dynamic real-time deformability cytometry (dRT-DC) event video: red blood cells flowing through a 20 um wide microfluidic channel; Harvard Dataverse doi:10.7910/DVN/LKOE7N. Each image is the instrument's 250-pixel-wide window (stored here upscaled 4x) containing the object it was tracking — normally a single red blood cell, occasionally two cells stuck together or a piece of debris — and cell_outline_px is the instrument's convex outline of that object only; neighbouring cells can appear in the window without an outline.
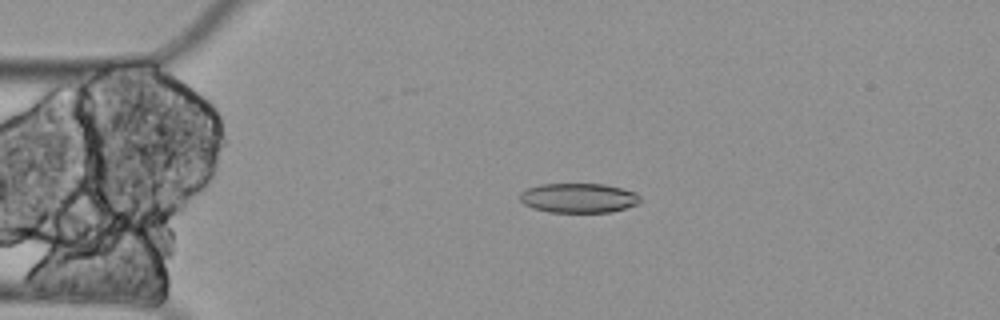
{"species": "Egyptian fruit bat (a non-hibernating species)", "species_latin": "Rousettus aegyptiacus", "temperature_condition": "cold", "stored_images_in_passage": 2, "camera_frame_rate_fps": 3000, "um_per_image_px": 0.085, "animal": {"sex": "female"}, "frame": {"image": 1, "passage_image": 1, "time_ms": 0.0, "image_size_px": [1000, 320], "cell_outline_px": [[640, 204], [608, 212], [548, 212], [532, 208], [524, 204], [520, 200], [520, 192], [528, 188], [540, 184], [604, 184], [636, 192], [640, 196]], "centroid_in_image_um": [49.17, 16.83], "position_along_channel_um": 35.8, "area_um2": 20.75}}